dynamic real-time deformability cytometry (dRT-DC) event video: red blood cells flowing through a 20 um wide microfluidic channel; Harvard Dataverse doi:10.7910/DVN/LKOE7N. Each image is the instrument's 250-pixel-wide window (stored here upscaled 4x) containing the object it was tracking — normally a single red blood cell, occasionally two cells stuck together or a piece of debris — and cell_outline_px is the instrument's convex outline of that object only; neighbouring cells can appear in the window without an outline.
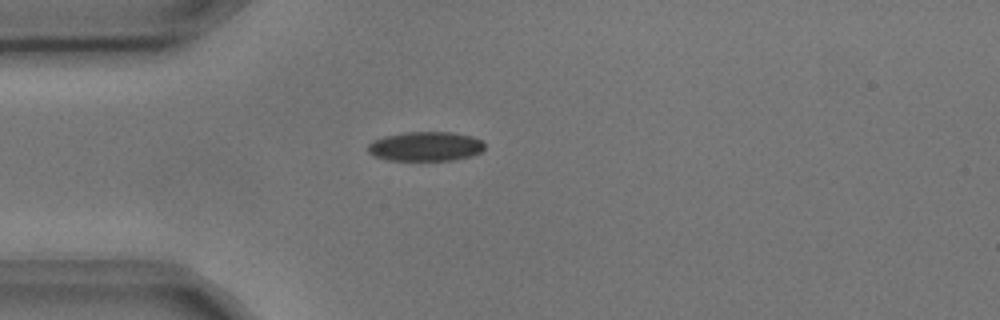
{"species": "common noctule bat (a hibernating species)", "species_latin": "Nyctalus noctula", "temperature_condition": "cold", "stored_images_in_passage": 1, "camera_frame_rate_fps": 3000, "um_per_image_px": 0.085, "animal": {"sex": "male", "body_mass_g": 17.9, "forearm_length_mm": 54.2}, "frame": {"image": 1, "passage_image": 1, "time_ms": 0.0, "image_size_px": [1000, 320], "cell_outline_px": [[484, 148], [480, 152], [472, 156], [452, 160], [388, 160], [372, 156], [368, 152], [368, 144], [372, 140], [384, 136], [404, 132], [452, 132], [472, 136], [480, 140], [484, 144]], "centroid_in_image_um": [36.14, 12.44], "position_along_channel_um": 48.9, "area_um2": 20.11}}